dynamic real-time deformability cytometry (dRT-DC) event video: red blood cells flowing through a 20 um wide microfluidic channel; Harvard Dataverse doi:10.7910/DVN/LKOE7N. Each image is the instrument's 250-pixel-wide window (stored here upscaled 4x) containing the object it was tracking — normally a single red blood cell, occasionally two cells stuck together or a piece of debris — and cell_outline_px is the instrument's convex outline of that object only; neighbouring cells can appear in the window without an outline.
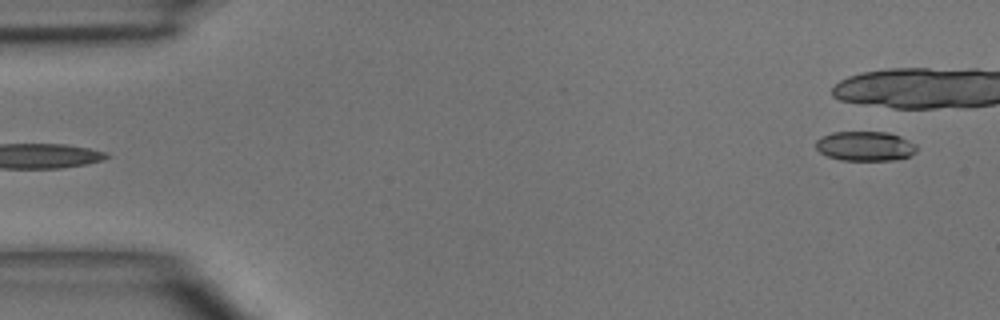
{"species": "common noctule bat (a hibernating species)", "species_latin": "Nyctalus noctula", "temperature_condition": "room temperature", "stored_images_in_passage": 4, "segment_of_instrument_passage": [2, 2], "camera_frame_rate_fps": 3000, "um_per_image_px": 0.085, "animal": {"sex": "male", "body_mass_g": 15.6}, "frame": {"image": 1, "passage_image": 4, "time_ms": 4.333, "image_size_px": [1000, 320], "cell_outline_px": [[916, 152], [908, 156], [892, 160], [840, 160], [828, 156], [820, 152], [816, 148], [816, 140], [832, 132], [888, 132], [900, 136], [916, 144]], "centroid_in_image_um": [73.54, 12.42], "position_along_channel_um": 11.5, "area_um2": 17.28}}